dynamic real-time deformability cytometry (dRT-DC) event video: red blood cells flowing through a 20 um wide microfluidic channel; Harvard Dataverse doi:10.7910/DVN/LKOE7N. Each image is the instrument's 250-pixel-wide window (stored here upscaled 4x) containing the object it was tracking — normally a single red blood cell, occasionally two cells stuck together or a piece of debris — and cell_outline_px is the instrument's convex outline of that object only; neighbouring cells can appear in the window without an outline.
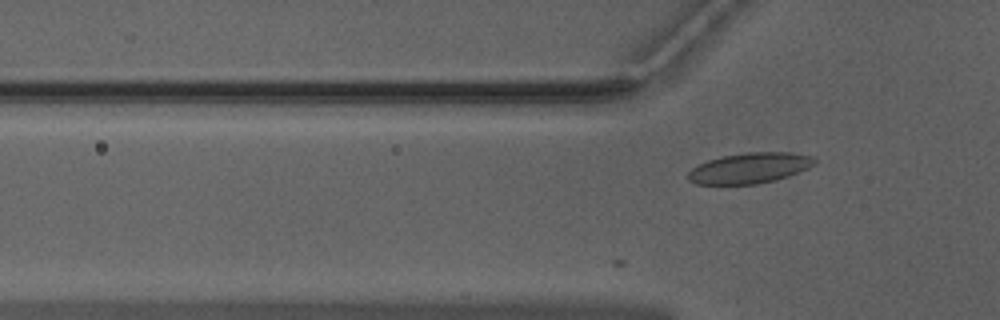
{"species": "Egyptian fruit bat (a non-hibernating species)", "species_latin": "Rousettus aegyptiacus", "temperature_condition": "warm", "stored_images_in_passage": 10, "camera_frame_rate_fps": 3000, "um_per_image_px": 0.085, "animal": {"sex": "male"}, "frame": {"image": 1, "passage_image": 10, "time_ms": 3.0, "image_size_px": [1000, 320], "cell_outline_px": [[816, 164], [808, 168], [788, 176], [756, 184], [696, 184], [688, 180], [688, 172], [692, 168], [708, 160], [724, 156], [748, 152], [788, 152], [816, 156]], "centroid_in_image_um": [63.75, 14.28], "position_along_channel_um": 62.0, "area_um2": 22.43}}